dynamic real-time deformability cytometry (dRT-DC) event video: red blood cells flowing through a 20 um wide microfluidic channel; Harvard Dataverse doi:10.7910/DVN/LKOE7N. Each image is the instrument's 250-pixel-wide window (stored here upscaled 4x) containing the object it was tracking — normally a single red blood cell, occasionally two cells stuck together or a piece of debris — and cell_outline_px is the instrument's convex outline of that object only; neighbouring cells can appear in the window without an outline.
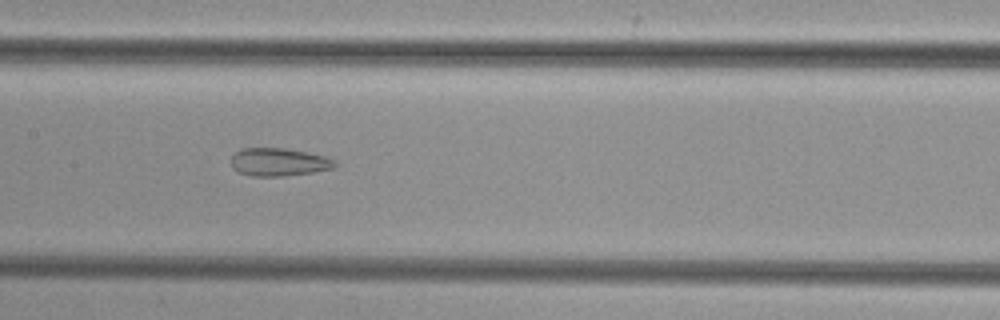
{"species": "common noctule bat (a hibernating species)", "species_latin": "Nyctalus noctula", "temperature_condition": "cold", "stored_images_in_passage": 52, "camera_frame_rate_fps": 3000, "um_per_image_px": 0.085, "animal": {"sex": "female", "body_mass_g": 29.2, "forearm_length_mm": 56.3}, "frame": {"image": 1, "passage_image": 26, "time_ms": 8.333, "image_size_px": [1000, 320], "cell_outline_px": [[336, 164], [332, 168], [312, 172], [284, 176], [252, 176], [240, 172], [232, 168], [232, 156], [240, 148], [284, 148], [308, 152], [328, 156], [336, 160]], "centroid_in_image_um": [23.71, 13.76], "position_along_channel_um": 183.7, "area_um2": 16.94}}
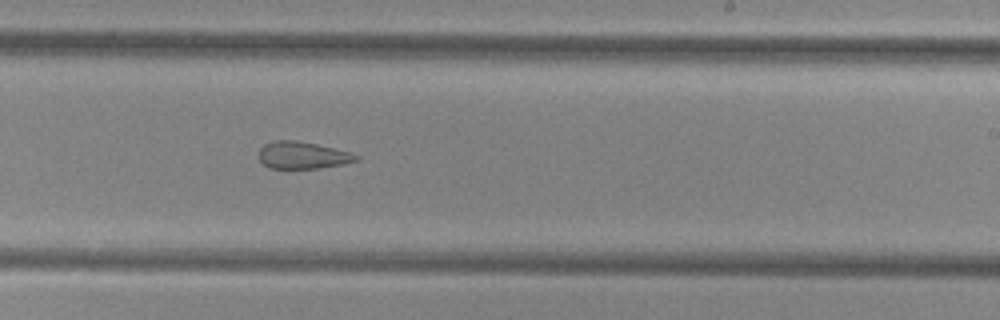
{"frame": {"image": 2, "passage_image": 32, "time_ms": 10.333, "image_size_px": [1000, 320], "cell_outline_px": [[360, 160], [344, 164], [320, 168], [288, 172], [268, 168], [260, 160], [260, 148], [264, 144], [272, 140], [296, 140], [316, 144], [348, 152], [360, 156]], "centroid_in_image_um": [25.68, 13.25], "position_along_channel_um": 263.3, "area_um2": 16.07}}
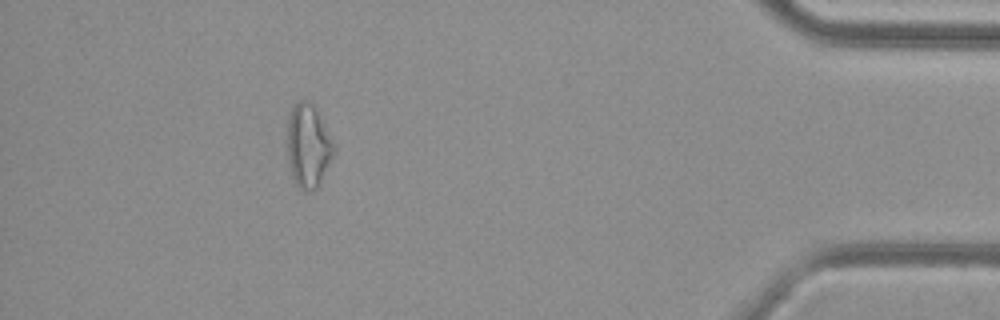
{"frame": {"image": 3, "passage_image": 47, "time_ms": 15.333, "image_size_px": [1000, 320], "cell_outline_px": [[336, 152], [316, 188], [312, 192], [308, 192], [300, 188], [292, 180], [288, 160], [288, 116], [292, 108], [304, 96], [312, 104], [332, 140], [336, 148]], "centroid_in_image_um": [26.19, 12.42], "position_along_channel_um": 409.0, "area_um2": 22.48}}